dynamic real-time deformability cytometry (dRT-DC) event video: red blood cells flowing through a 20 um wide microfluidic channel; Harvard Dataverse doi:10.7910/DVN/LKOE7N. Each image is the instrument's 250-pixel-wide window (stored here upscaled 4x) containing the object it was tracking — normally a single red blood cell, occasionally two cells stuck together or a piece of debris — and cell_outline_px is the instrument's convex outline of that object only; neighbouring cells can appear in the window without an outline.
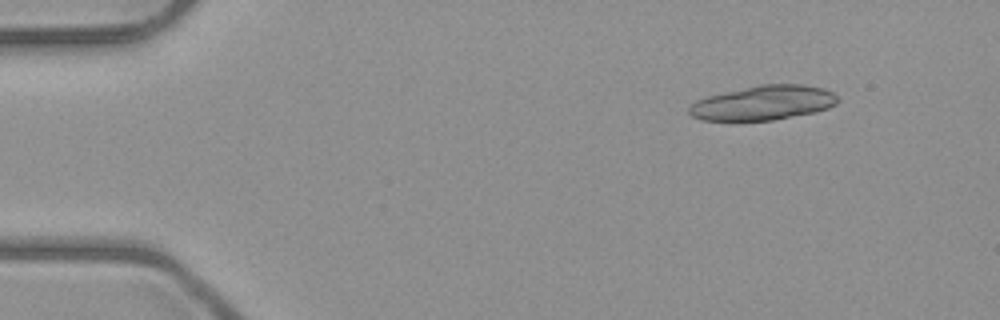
{"species": "common noctule bat (a hibernating species)", "species_latin": "Nyctalus noctula", "temperature_condition": "room temperature", "stored_images_in_passage": 4, "camera_frame_rate_fps": 3000, "um_per_image_px": 0.085, "animal": {"sex": "male", "body_mass_g": 23.1, "forearm_length_mm": 52.7}, "frame": {"image": 1, "passage_image": 2, "time_ms": 1.0, "image_size_px": [1000, 320], "cell_outline_px": [[840, 100], [836, 104], [828, 108], [816, 112], [772, 120], [700, 120], [692, 116], [688, 112], [688, 108], [696, 100], [708, 96], [760, 84], [800, 84], [824, 88], [832, 92]], "centroid_in_image_um": [64.9, 8.74], "position_along_channel_um": 20.1, "area_um2": 29.77}}